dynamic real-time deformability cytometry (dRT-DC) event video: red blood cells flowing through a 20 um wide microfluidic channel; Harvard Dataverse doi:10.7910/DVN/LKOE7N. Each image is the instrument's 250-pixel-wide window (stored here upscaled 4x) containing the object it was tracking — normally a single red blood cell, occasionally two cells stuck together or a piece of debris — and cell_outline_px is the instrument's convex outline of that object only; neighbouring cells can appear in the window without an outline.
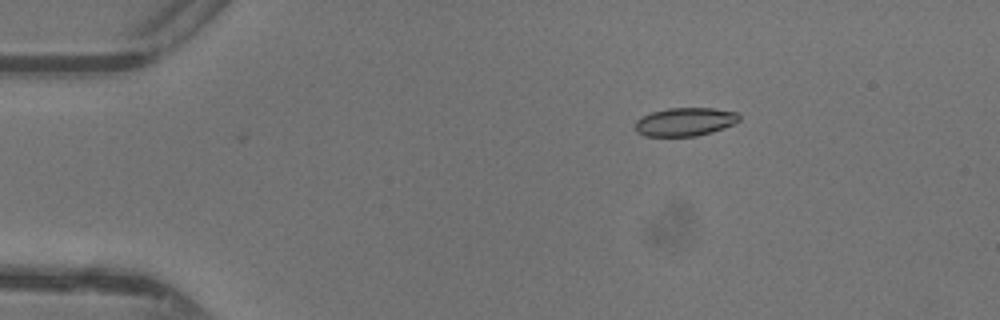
{"species": "common noctule bat (a hibernating species)", "species_latin": "Nyctalus noctula", "temperature_condition": "warm", "stored_images_in_passage": 40, "camera_frame_rate_fps": 3000, "um_per_image_px": 0.085, "animal": {"sex": "female"}, "frame": {"image": 1, "passage_image": 1, "time_ms": 0.0, "image_size_px": [1000, 320], "cell_outline_px": [[740, 120], [732, 124], [712, 132], [696, 136], [644, 136], [636, 132], [636, 120], [640, 116], [652, 112], [668, 108], [712, 108], [736, 112], [740, 116]], "centroid_in_image_um": [58.19, 10.35], "position_along_channel_um": 26.8, "area_um2": 17.17}}
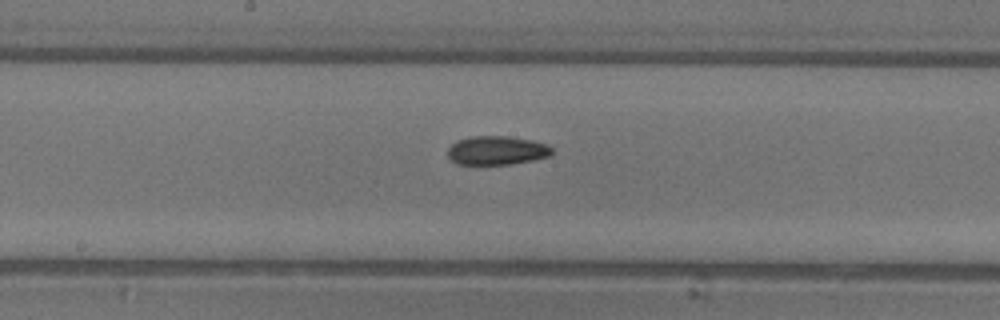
{"frame": {"image": 2, "passage_image": 18, "time_ms": 5.667, "image_size_px": [1000, 320], "cell_outline_px": [[552, 156], [512, 164], [456, 164], [448, 156], [448, 148], [456, 140], [472, 136], [508, 136], [532, 140], [548, 144], [552, 148]], "centroid_in_image_um": [42.24, 12.78], "position_along_channel_um": 206.0, "area_um2": 17.63}}
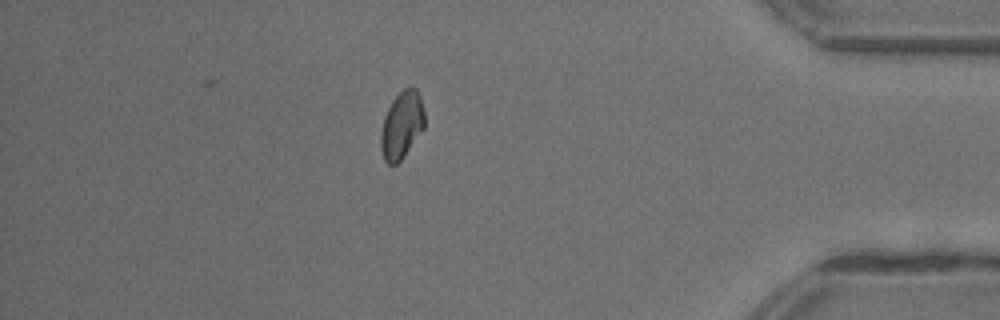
{"frame": {"image": 3, "passage_image": 34, "time_ms": 11.0, "image_size_px": [1000, 320], "cell_outline_px": [[424, 128], [400, 160], [396, 164], [388, 164], [384, 160], [380, 148], [380, 132], [384, 116], [392, 100], [404, 88], [416, 88], [420, 96], [424, 112]], "centroid_in_image_um": [34.12, 10.63], "position_along_channel_um": 401.1, "area_um2": 16.99}, "authors_computed_cell_mechanics": {"area_um2": 17.34, "velocity_mm_per_s": 4.3983, "shape_relaxation_time_tau1_ms": 3.7734, "shape_relaxation_time_tau2_ms": 2.7423, "deformation_change_tau1": 0.1106, "deformation_change_tau2": 0.0681}}